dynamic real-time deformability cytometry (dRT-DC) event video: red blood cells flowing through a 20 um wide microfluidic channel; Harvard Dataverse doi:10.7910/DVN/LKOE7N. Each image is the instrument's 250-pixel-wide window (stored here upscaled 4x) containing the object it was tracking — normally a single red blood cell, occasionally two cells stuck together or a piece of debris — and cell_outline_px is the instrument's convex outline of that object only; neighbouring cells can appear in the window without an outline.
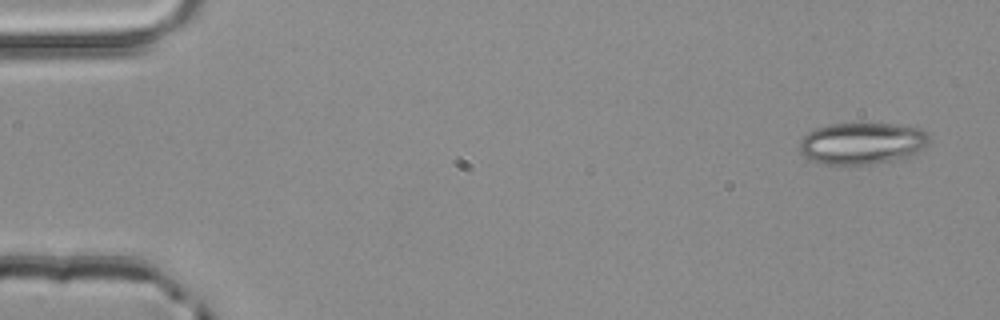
{"species": "common noctule bat (a hibernating species)", "species_latin": "Nyctalus noctula", "temperature_condition": "room temperature", "stored_images_in_passage": 4, "camera_frame_rate_fps": 3000, "um_per_image_px": 0.085, "animal": {"sex": "male", "body_mass_g": 20.4}, "frame": {"image": 1, "passage_image": 1, "time_ms": 0.0, "image_size_px": [1000, 320], "cell_outline_px": [[928, 144], [924, 148], [908, 156], [892, 160], [868, 164], [824, 164], [812, 160], [804, 156], [800, 152], [800, 140], [808, 132], [816, 128], [832, 124], [896, 124], [920, 128], [928, 132]], "centroid_in_image_um": [73.28, 12.17], "position_along_channel_um": 11.7, "area_um2": 31.27}}